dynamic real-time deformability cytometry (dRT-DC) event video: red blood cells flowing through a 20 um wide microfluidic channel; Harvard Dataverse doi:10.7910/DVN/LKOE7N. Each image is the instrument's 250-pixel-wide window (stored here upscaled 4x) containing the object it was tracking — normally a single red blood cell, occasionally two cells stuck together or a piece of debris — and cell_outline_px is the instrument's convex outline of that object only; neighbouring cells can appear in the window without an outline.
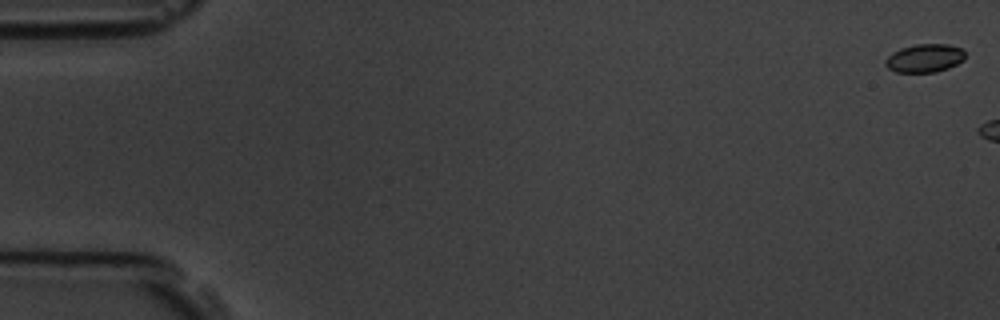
{"species": "common noctule bat (a hibernating species)", "species_latin": "Nyctalus noctula", "temperature_condition": "room temperature", "stored_images_in_passage": 3, "camera_frame_rate_fps": 3000, "um_per_image_px": 0.085, "animal": {"sex": "male", "body_mass_g": 19.5, "forearm_length_mm": 54.6}, "frame": {"image": 1, "passage_image": 1, "time_ms": 0.0, "image_size_px": [1000, 320], "cell_outline_px": [[964, 60], [948, 68], [936, 72], [896, 72], [888, 68], [884, 64], [884, 60], [892, 52], [900, 48], [916, 44], [948, 44], [964, 48]], "centroid_in_image_um": [78.59, 4.93], "position_along_channel_um": 6.4, "area_um2": 13.29}}